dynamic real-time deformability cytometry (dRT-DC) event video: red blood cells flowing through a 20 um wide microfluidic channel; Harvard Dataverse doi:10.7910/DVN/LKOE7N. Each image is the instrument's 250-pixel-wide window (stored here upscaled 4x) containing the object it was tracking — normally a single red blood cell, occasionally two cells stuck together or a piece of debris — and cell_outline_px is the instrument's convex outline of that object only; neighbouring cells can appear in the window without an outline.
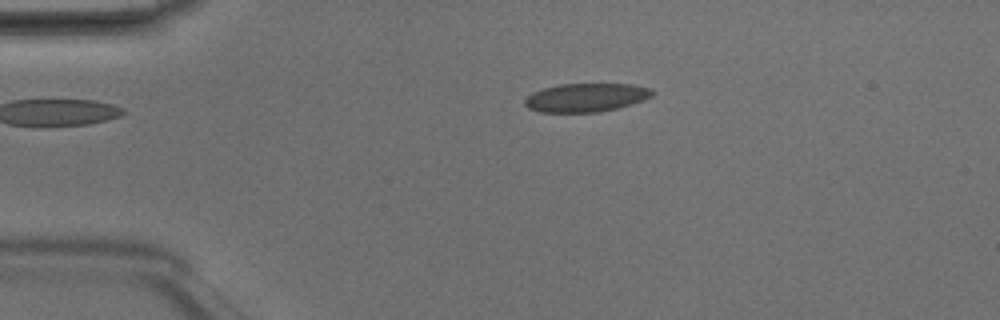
{"species": "Egyptian fruit bat (a non-hibernating species)", "species_latin": "Rousettus aegyptiacus", "temperature_condition": "room temperature", "stored_images_in_passage": 4, "camera_frame_rate_fps": 3000, "um_per_image_px": 0.085, "animal": {"sex": "male"}, "frame": {"image": 1, "passage_image": 3, "time_ms": 0.667, "image_size_px": [1000, 320], "cell_outline_px": [[652, 96], [644, 100], [632, 104], [600, 112], [540, 112], [528, 108], [524, 104], [524, 100], [532, 92], [544, 88], [560, 84], [632, 84], [652, 88]], "centroid_in_image_um": [49.81, 8.29], "position_along_channel_um": 35.2, "area_um2": 21.21}}